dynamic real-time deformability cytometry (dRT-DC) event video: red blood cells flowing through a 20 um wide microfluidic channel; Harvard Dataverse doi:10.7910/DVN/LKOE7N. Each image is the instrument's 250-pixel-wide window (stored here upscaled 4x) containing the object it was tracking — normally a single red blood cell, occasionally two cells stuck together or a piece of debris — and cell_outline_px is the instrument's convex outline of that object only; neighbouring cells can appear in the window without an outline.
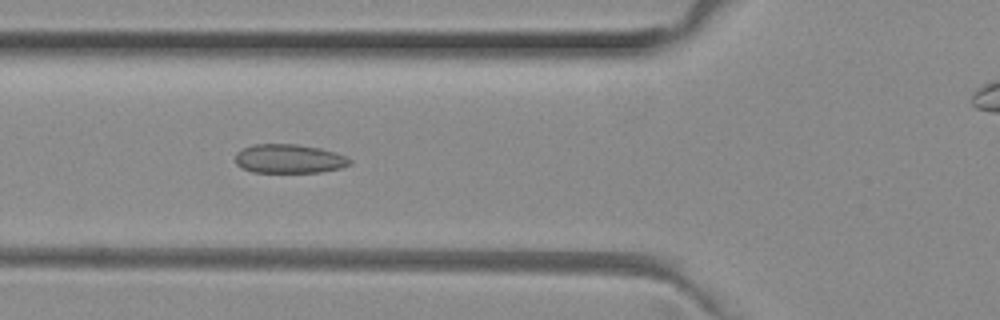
{"species": "common noctule bat (a hibernating species)", "species_latin": "Nyctalus noctula", "temperature_condition": "room temperature", "stored_images_in_passage": 41, "camera_frame_rate_fps": 3000, "um_per_image_px": 0.085, "animal": {"sex": "female", "body_mass_g": 29.2, "forearm_length_mm": 56.3}, "frame": {"image": 1, "passage_image": 7, "time_ms": 2.0, "image_size_px": [1000, 320], "cell_outline_px": [[352, 164], [340, 168], [320, 172], [252, 172], [240, 168], [236, 164], [236, 152], [252, 144], [296, 144], [320, 148], [348, 156], [352, 160]], "centroid_in_image_um": [24.58, 13.49], "position_along_channel_um": 101.2, "area_um2": 19.48}}
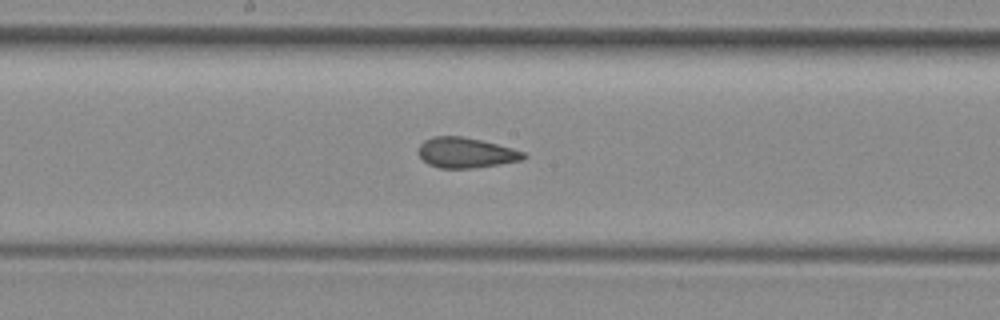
{"frame": {"image": 2, "passage_image": 15, "time_ms": 4.667, "image_size_px": [1000, 320], "cell_outline_px": [[528, 156], [524, 160], [500, 164], [472, 168], [440, 168], [428, 164], [420, 156], [420, 144], [424, 140], [432, 136], [460, 136], [480, 140], [512, 148], [524, 152]], "centroid_in_image_um": [39.63, 12.98], "position_along_channel_um": 208.6, "area_um2": 18.44}}
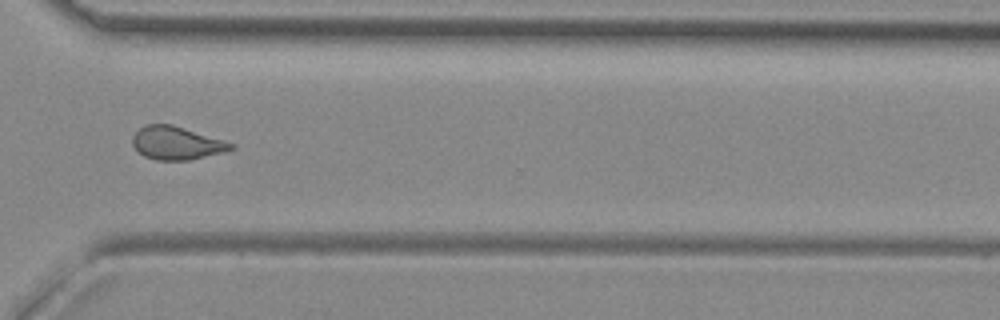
{"frame": {"image": 3, "passage_image": 26, "time_ms": 8.333, "image_size_px": [1000, 320], "cell_outline_px": [[236, 148], [224, 152], [188, 160], [156, 160], [144, 156], [132, 144], [132, 136], [140, 128], [148, 124], [172, 124], [224, 140], [236, 144]], "centroid_in_image_um": [15.03, 12.16], "position_along_channel_um": 355.6, "area_um2": 18.96}, "authors_computed_cell_mechanics": {"area_um2": 18.9584, "velocity_mm_per_s": 4.0087, "shape_relaxation_time_tau1_ms": null, "shape_relaxation_time_tau2_ms": 1.4361, "deformation_change_tau1": null, "deformation_change_tau2": 0.0848}}